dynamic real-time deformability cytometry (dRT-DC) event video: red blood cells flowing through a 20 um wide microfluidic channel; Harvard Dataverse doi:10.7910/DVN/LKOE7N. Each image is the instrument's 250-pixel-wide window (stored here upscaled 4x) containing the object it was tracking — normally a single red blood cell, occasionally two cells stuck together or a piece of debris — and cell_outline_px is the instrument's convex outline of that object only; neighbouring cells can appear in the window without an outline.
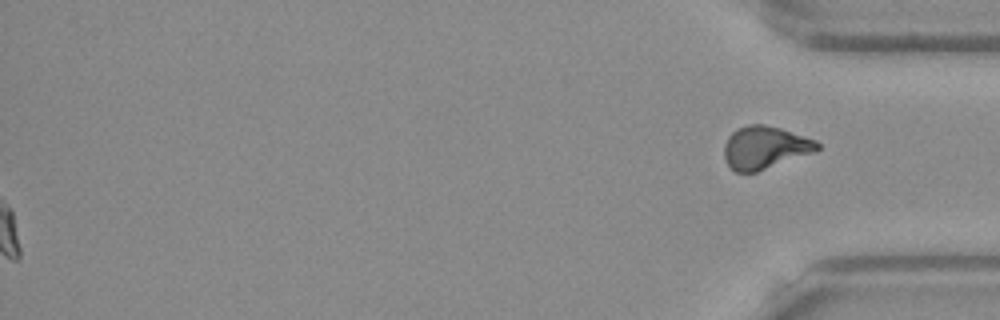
{"species": "Egyptian fruit bat (a non-hibernating species)", "species_latin": "Rousettus aegyptiacus", "temperature_condition": "warm", "stored_images_in_passage": 54, "segment_of_instrument_passage": [2, 2], "camera_frame_rate_fps": 3000, "um_per_image_px": 0.085, "frame": {"image": 1, "passage_image": 54, "time_ms": 17.667, "image_size_px": [1000, 320], "cell_outline_px": [[820, 148], [816, 152], [756, 172], [736, 172], [728, 164], [724, 156], [724, 144], [728, 136], [736, 128], [748, 124], [764, 124], [780, 128], [816, 140], [820, 144]], "centroid_in_image_um": [65.02, 12.53], "position_along_channel_um": 370.2, "area_um2": 23.29}}